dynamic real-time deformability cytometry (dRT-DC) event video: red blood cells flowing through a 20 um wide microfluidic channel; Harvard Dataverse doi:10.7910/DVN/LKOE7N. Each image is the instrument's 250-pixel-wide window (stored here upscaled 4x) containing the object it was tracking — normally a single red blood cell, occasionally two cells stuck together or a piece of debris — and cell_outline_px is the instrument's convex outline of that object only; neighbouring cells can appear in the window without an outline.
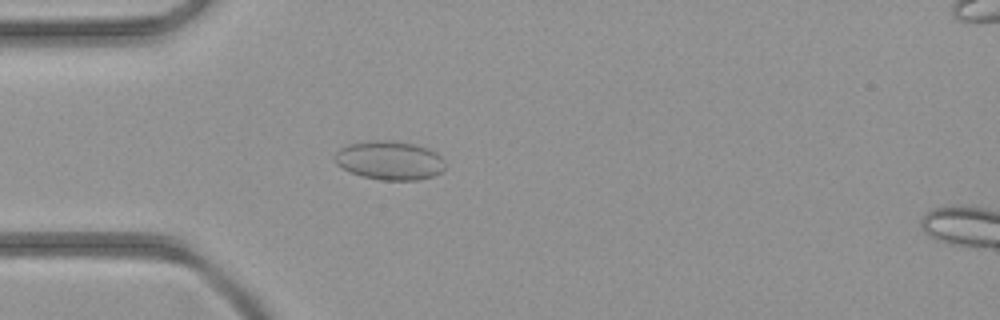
{"species": "common noctule bat (a hibernating species)", "species_latin": "Nyctalus noctula", "temperature_condition": "room temperature", "stored_images_in_passage": 32, "camera_frame_rate_fps": 3000, "um_per_image_px": 0.085, "animal": {"sex": "female", "body_mass_g": 21.9}, "frame": {"image": 1, "passage_image": 4, "time_ms": 1.0, "image_size_px": [1000, 320], "cell_outline_px": [[444, 168], [440, 172], [432, 176], [420, 180], [380, 180], [360, 176], [336, 164], [332, 156], [340, 148], [348, 144], [368, 140], [392, 140], [412, 144], [428, 148], [436, 152], [444, 160]], "centroid_in_image_um": [33.09, 13.63], "position_along_channel_um": 51.9, "area_um2": 25.14}}
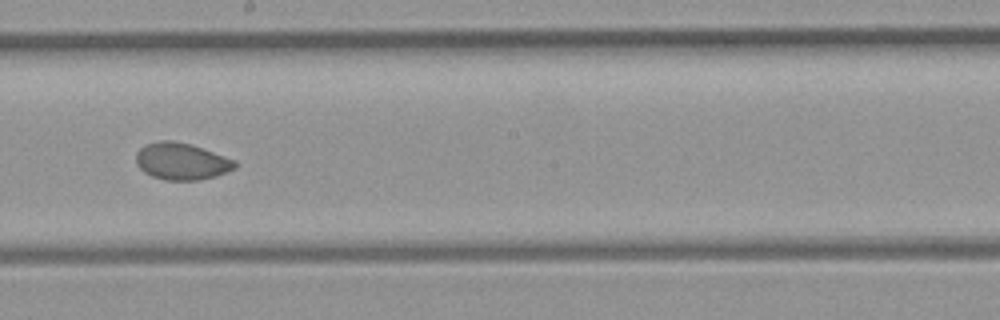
{"frame": {"image": 2, "passage_image": 16, "time_ms": 5.0, "image_size_px": [1000, 320], "cell_outline_px": [[236, 168], [216, 176], [200, 180], [164, 180], [152, 176], [144, 172], [136, 164], [136, 152], [140, 148], [148, 144], [160, 140], [172, 140], [188, 144], [236, 160]], "centroid_in_image_um": [15.41, 13.73], "position_along_channel_um": 232.8, "area_um2": 21.1}}
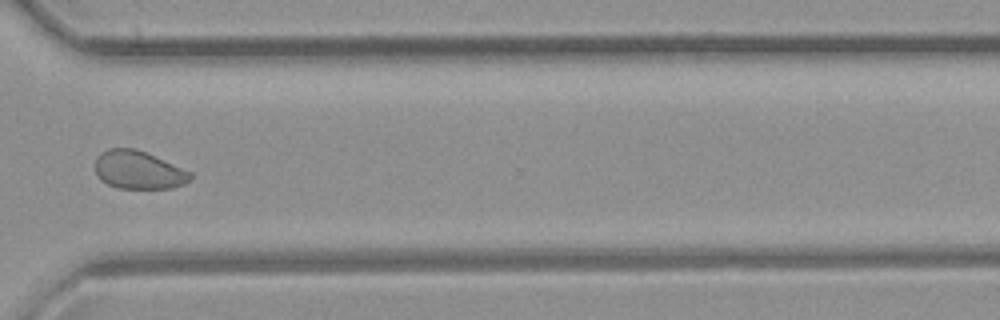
{"frame": {"image": 3, "passage_image": 24, "time_ms": 7.667, "image_size_px": [1000, 320], "cell_outline_px": [[192, 176], [184, 184], [172, 188], [116, 188], [100, 180], [96, 172], [96, 156], [100, 152], [108, 148], [132, 148], [144, 152], [192, 172]], "centroid_in_image_um": [11.74, 14.45], "position_along_channel_um": 358.9, "area_um2": 20.98}}